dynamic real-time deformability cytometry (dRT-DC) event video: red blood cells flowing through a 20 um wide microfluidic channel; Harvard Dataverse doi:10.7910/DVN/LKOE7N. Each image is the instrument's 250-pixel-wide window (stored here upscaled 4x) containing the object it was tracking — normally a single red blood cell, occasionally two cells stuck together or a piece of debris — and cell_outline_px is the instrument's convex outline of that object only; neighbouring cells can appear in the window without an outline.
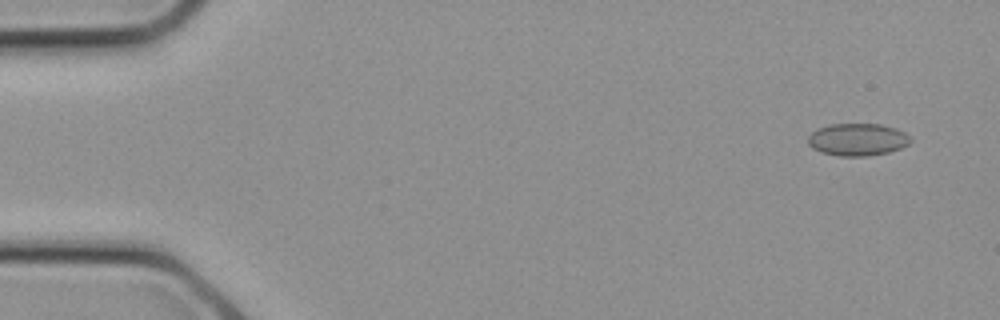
{"species": "common noctule bat (a hibernating species)", "species_latin": "Nyctalus noctula", "temperature_condition": "cold", "stored_images_in_passage": 5, "camera_frame_rate_fps": 3000, "um_per_image_px": 0.085, "animal": {"sex": "female", "body_mass_g": 21.9}, "frame": {"image": 1, "passage_image": 1, "time_ms": 0.0, "image_size_px": [1000, 320], "cell_outline_px": [[912, 140], [908, 144], [900, 148], [888, 152], [868, 156], [840, 156], [820, 152], [812, 148], [808, 144], [808, 136], [816, 128], [828, 124], [880, 124], [896, 128], [904, 132]], "centroid_in_image_um": [72.86, 11.86], "position_along_channel_um": 12.1, "area_um2": 19.42}}